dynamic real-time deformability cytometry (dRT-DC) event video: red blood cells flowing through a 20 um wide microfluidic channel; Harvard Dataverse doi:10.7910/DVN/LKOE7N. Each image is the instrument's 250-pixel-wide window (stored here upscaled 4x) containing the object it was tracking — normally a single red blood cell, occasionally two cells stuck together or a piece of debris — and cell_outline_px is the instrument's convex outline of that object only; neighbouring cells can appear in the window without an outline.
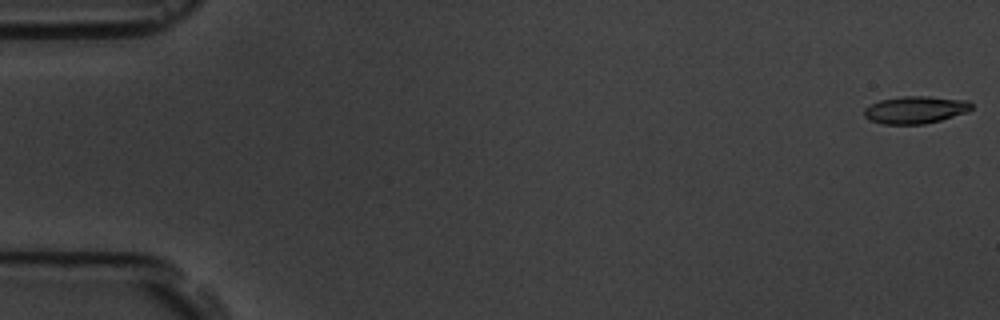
{"species": "common noctule bat (a hibernating species)", "species_latin": "Nyctalus noctula", "temperature_condition": "room temperature", "stored_images_in_passage": 5, "camera_frame_rate_fps": 3000, "um_per_image_px": 0.085, "animal": {"sex": "male", "body_mass_g": 19.5, "forearm_length_mm": 54.6}, "frame": {"image": 1, "passage_image": 1, "time_ms": 0.0, "image_size_px": [1000, 320], "cell_outline_px": [[972, 108], [968, 112], [940, 120], [924, 124], [884, 124], [872, 120], [864, 116], [864, 108], [880, 100], [904, 96], [928, 96], [968, 100], [972, 104]], "centroid_in_image_um": [77.84, 9.33], "position_along_channel_um": 7.2, "area_um2": 17.05}}
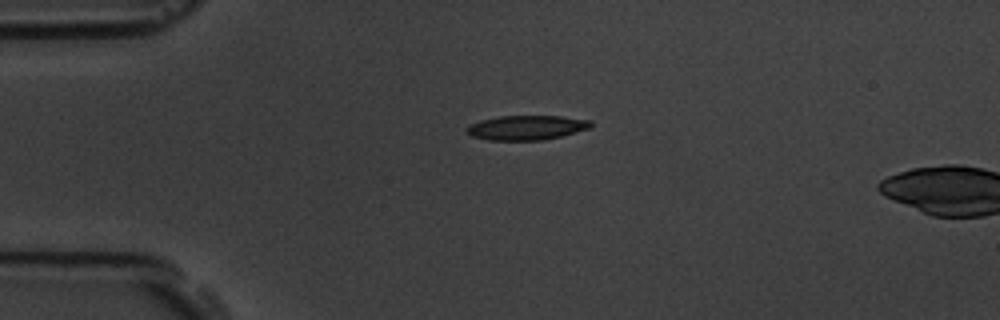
{"frame": {"image": 2, "passage_image": 4, "time_ms": 4.333, "image_size_px": [1000, 320], "cell_outline_px": [[592, 128], [544, 140], [488, 140], [472, 136], [464, 128], [468, 124], [480, 120], [500, 116], [560, 116], [592, 120]], "centroid_in_image_um": [44.75, 10.84], "position_along_channel_um": 40.2, "area_um2": 17.86}}